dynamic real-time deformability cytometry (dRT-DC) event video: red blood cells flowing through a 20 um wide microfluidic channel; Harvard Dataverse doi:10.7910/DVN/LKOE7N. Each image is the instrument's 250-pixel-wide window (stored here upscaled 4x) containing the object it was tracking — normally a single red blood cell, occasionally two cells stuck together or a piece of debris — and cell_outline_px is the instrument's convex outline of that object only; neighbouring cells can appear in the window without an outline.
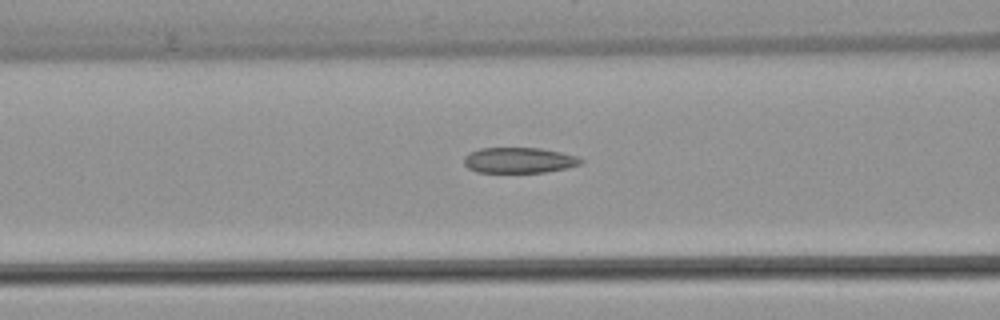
{"species": "common noctule bat (a hibernating species)", "species_latin": "Nyctalus noctula", "temperature_condition": "warm", "stored_images_in_passage": 24, "camera_frame_rate_fps": 3000, "um_per_image_px": 0.085, "animal": {"sex": "female", "body_mass_g": 22.7, "forearm_length_mm": 54.2}, "frame": {"image": 1, "passage_image": 21, "time_ms": 6.667, "image_size_px": [1000, 320], "cell_outline_px": [[584, 160], [580, 164], [568, 168], [544, 172], [476, 172], [468, 168], [464, 164], [464, 156], [468, 152], [480, 148], [540, 148], [560, 152], [576, 156]], "centroid_in_image_um": [44.09, 13.62], "position_along_channel_um": 122.5, "area_um2": 17.46}}
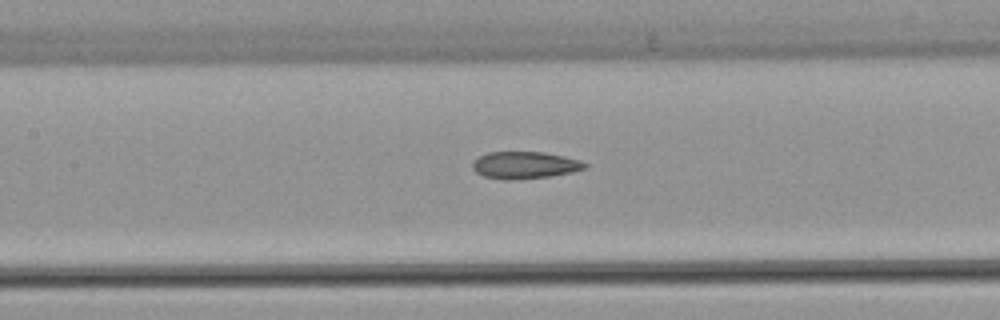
{"frame": {"image": 2, "passage_image": 24, "time_ms": 7.667, "image_size_px": [1000, 320], "cell_outline_px": [[588, 168], [572, 172], [548, 176], [508, 180], [504, 180], [484, 176], [476, 172], [472, 168], [472, 164], [480, 156], [488, 152], [544, 152], [564, 156], [580, 160], [588, 164]], "centroid_in_image_um": [44.63, 14.03], "position_along_channel_um": 162.8, "area_um2": 17.63}}